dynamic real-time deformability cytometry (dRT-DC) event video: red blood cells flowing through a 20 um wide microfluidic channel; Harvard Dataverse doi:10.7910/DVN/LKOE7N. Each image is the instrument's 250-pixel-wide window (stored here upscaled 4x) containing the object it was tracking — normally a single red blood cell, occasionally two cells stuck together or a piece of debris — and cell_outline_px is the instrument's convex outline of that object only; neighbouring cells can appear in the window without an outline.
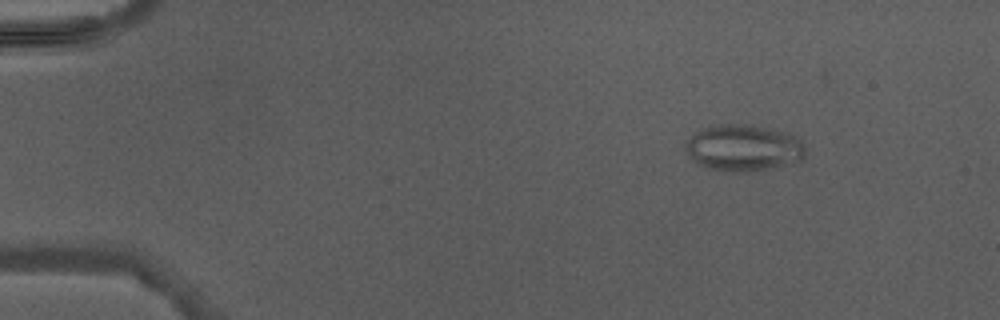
{"species": "Egyptian fruit bat (a non-hibernating species)", "species_latin": "Rousettus aegyptiacus", "temperature_condition": "warm", "stored_images_in_passage": 4, "camera_frame_rate_fps": 3000, "um_per_image_px": 0.085, "animal": {"sex": "male"}, "frame": {"image": 1, "passage_image": 2, "time_ms": 1.0, "image_size_px": [1000, 320], "cell_outline_px": [[804, 156], [800, 160], [752, 172], [736, 172], [704, 168], [696, 164], [688, 156], [684, 148], [684, 144], [696, 132], [704, 128], [716, 124], [736, 124], [764, 128], [788, 132], [796, 136], [800, 140], [804, 148]], "centroid_in_image_um": [63.13, 12.58], "position_along_channel_um": 21.9, "area_um2": 32.31}}